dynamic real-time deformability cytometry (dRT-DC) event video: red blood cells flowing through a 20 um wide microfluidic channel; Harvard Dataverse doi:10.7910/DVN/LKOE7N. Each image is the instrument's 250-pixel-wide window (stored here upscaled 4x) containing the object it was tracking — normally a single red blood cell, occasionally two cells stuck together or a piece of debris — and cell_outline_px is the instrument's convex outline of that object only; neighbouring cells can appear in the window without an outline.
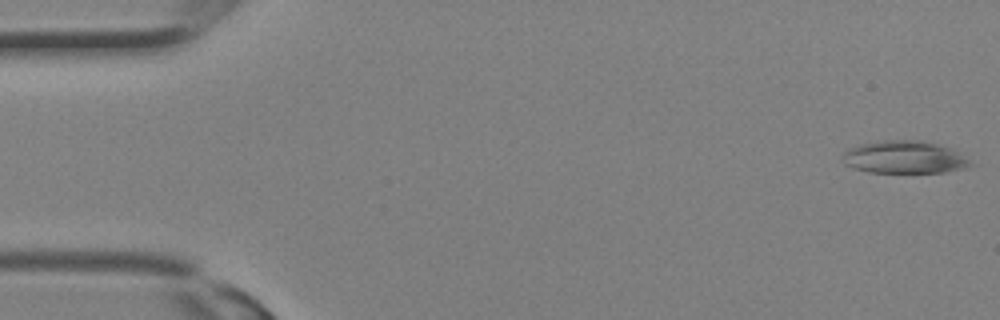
{"species": "Egyptian fruit bat (a non-hibernating species)", "species_latin": "Rousettus aegyptiacus", "temperature_condition": "room temperature", "stored_images_in_passage": 21, "camera_frame_rate_fps": 3000, "um_per_image_px": 0.085, "animal": {"sex": "female"}, "frame": {"image": 1, "passage_image": 1, "time_ms": 0.0, "image_size_px": [1000, 320], "cell_outline_px": [[972, 164], [960, 168], [944, 172], [868, 172], [852, 168], [844, 164], [844, 152], [848, 148], [860, 144], [884, 140], [920, 140], [952, 148], [968, 160]], "centroid_in_image_um": [76.81, 13.35], "position_along_channel_um": 8.2, "area_um2": 23.93}}
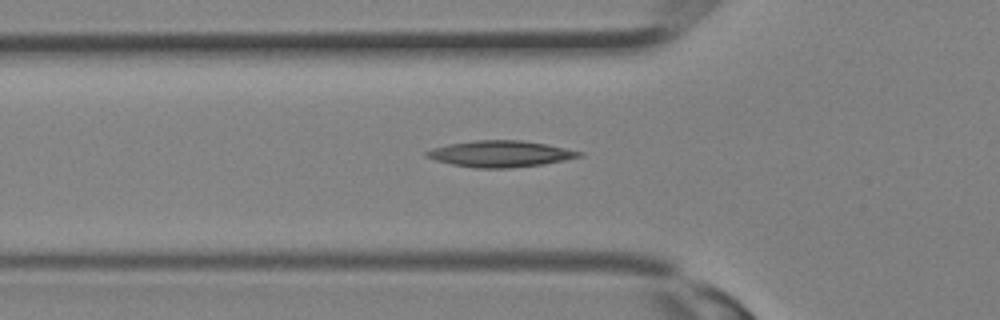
{"frame": {"image": 2, "passage_image": 11, "time_ms": 3.333, "image_size_px": [1000, 320], "cell_outline_px": [[584, 156], [564, 160], [540, 164], [508, 168], [476, 168], [452, 164], [436, 160], [424, 156], [424, 152], [432, 148], [448, 144], [476, 140], [520, 140], [544, 144], [584, 152]], "centroid_in_image_um": [42.5, 13.07], "position_along_channel_um": 83.3, "area_um2": 23.18}}
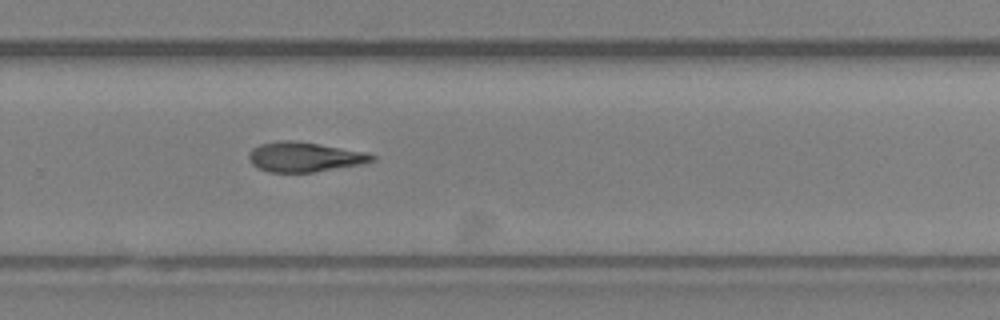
{"frame": {"image": 3, "passage_image": 21, "time_ms": 6.667, "image_size_px": [1000, 320], "cell_outline_px": [[376, 160], [360, 164], [312, 172], [268, 172], [252, 164], [248, 156], [248, 152], [252, 148], [260, 144], [284, 140], [288, 140], [316, 144], [360, 152], [376, 156]], "centroid_in_image_um": [25.8, 13.35], "position_along_channel_um": 304.0, "area_um2": 20.69}}